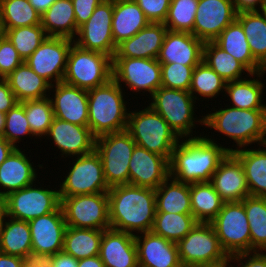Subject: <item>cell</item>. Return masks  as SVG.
Returning <instances> with one entry per match:
<instances>
[{"mask_svg":"<svg viewBox=\"0 0 266 267\" xmlns=\"http://www.w3.org/2000/svg\"><path fill=\"white\" fill-rule=\"evenodd\" d=\"M3 33H2V30H1V26H0V36L2 35Z\"/></svg>","mask_w":266,"mask_h":267,"instance_id":"obj_66","label":"cell"},{"mask_svg":"<svg viewBox=\"0 0 266 267\" xmlns=\"http://www.w3.org/2000/svg\"><path fill=\"white\" fill-rule=\"evenodd\" d=\"M126 130L137 146L164 156L169 162L180 141L168 123L148 105L142 110L129 111Z\"/></svg>","mask_w":266,"mask_h":267,"instance_id":"obj_5","label":"cell"},{"mask_svg":"<svg viewBox=\"0 0 266 267\" xmlns=\"http://www.w3.org/2000/svg\"><path fill=\"white\" fill-rule=\"evenodd\" d=\"M231 256H228L227 258L214 262V263H206V264H198L192 267H231ZM230 264V265H229Z\"/></svg>","mask_w":266,"mask_h":267,"instance_id":"obj_61","label":"cell"},{"mask_svg":"<svg viewBox=\"0 0 266 267\" xmlns=\"http://www.w3.org/2000/svg\"><path fill=\"white\" fill-rule=\"evenodd\" d=\"M231 262H237L236 267H266V252L254 251L232 255ZM231 267H234L233 264Z\"/></svg>","mask_w":266,"mask_h":267,"instance_id":"obj_52","label":"cell"},{"mask_svg":"<svg viewBox=\"0 0 266 267\" xmlns=\"http://www.w3.org/2000/svg\"><path fill=\"white\" fill-rule=\"evenodd\" d=\"M108 1L116 2V1H122V0H108Z\"/></svg>","mask_w":266,"mask_h":267,"instance_id":"obj_65","label":"cell"},{"mask_svg":"<svg viewBox=\"0 0 266 267\" xmlns=\"http://www.w3.org/2000/svg\"><path fill=\"white\" fill-rule=\"evenodd\" d=\"M123 89L112 78L88 90V127L96 138L127 129L129 109Z\"/></svg>","mask_w":266,"mask_h":267,"instance_id":"obj_4","label":"cell"},{"mask_svg":"<svg viewBox=\"0 0 266 267\" xmlns=\"http://www.w3.org/2000/svg\"><path fill=\"white\" fill-rule=\"evenodd\" d=\"M214 140L209 135L180 139L169 162L170 176L189 184L210 182L220 162L234 151Z\"/></svg>","mask_w":266,"mask_h":267,"instance_id":"obj_1","label":"cell"},{"mask_svg":"<svg viewBox=\"0 0 266 267\" xmlns=\"http://www.w3.org/2000/svg\"><path fill=\"white\" fill-rule=\"evenodd\" d=\"M8 218V219H6ZM0 226V252L24 257L32 250V238L28 221L6 216Z\"/></svg>","mask_w":266,"mask_h":267,"instance_id":"obj_35","label":"cell"},{"mask_svg":"<svg viewBox=\"0 0 266 267\" xmlns=\"http://www.w3.org/2000/svg\"><path fill=\"white\" fill-rule=\"evenodd\" d=\"M35 185L36 182L6 196L7 216L30 221L54 212L61 206L59 190Z\"/></svg>","mask_w":266,"mask_h":267,"instance_id":"obj_13","label":"cell"},{"mask_svg":"<svg viewBox=\"0 0 266 267\" xmlns=\"http://www.w3.org/2000/svg\"><path fill=\"white\" fill-rule=\"evenodd\" d=\"M112 78L134 92H149V97L161 87V64L157 59L113 58ZM145 92H144V91Z\"/></svg>","mask_w":266,"mask_h":267,"instance_id":"obj_14","label":"cell"},{"mask_svg":"<svg viewBox=\"0 0 266 267\" xmlns=\"http://www.w3.org/2000/svg\"><path fill=\"white\" fill-rule=\"evenodd\" d=\"M226 81L222 79L205 62L201 61L193 71L189 92L195 100L200 97L217 98L219 94L225 93ZM224 90V91H223ZM195 94V95H194ZM198 94V96H197Z\"/></svg>","mask_w":266,"mask_h":267,"instance_id":"obj_43","label":"cell"},{"mask_svg":"<svg viewBox=\"0 0 266 267\" xmlns=\"http://www.w3.org/2000/svg\"><path fill=\"white\" fill-rule=\"evenodd\" d=\"M73 43L70 38L47 36L24 62L51 85L63 82L68 53Z\"/></svg>","mask_w":266,"mask_h":267,"instance_id":"obj_16","label":"cell"},{"mask_svg":"<svg viewBox=\"0 0 266 267\" xmlns=\"http://www.w3.org/2000/svg\"><path fill=\"white\" fill-rule=\"evenodd\" d=\"M52 267H78V259L61 251L53 255Z\"/></svg>","mask_w":266,"mask_h":267,"instance_id":"obj_56","label":"cell"},{"mask_svg":"<svg viewBox=\"0 0 266 267\" xmlns=\"http://www.w3.org/2000/svg\"><path fill=\"white\" fill-rule=\"evenodd\" d=\"M7 216L6 196L0 193V226Z\"/></svg>","mask_w":266,"mask_h":267,"instance_id":"obj_62","label":"cell"},{"mask_svg":"<svg viewBox=\"0 0 266 267\" xmlns=\"http://www.w3.org/2000/svg\"><path fill=\"white\" fill-rule=\"evenodd\" d=\"M5 128V114L0 112V136H2Z\"/></svg>","mask_w":266,"mask_h":267,"instance_id":"obj_63","label":"cell"},{"mask_svg":"<svg viewBox=\"0 0 266 267\" xmlns=\"http://www.w3.org/2000/svg\"><path fill=\"white\" fill-rule=\"evenodd\" d=\"M0 267H22V259L19 256L0 252Z\"/></svg>","mask_w":266,"mask_h":267,"instance_id":"obj_57","label":"cell"},{"mask_svg":"<svg viewBox=\"0 0 266 267\" xmlns=\"http://www.w3.org/2000/svg\"><path fill=\"white\" fill-rule=\"evenodd\" d=\"M170 176L169 161L135 146L129 163V184L156 190Z\"/></svg>","mask_w":266,"mask_h":267,"instance_id":"obj_19","label":"cell"},{"mask_svg":"<svg viewBox=\"0 0 266 267\" xmlns=\"http://www.w3.org/2000/svg\"><path fill=\"white\" fill-rule=\"evenodd\" d=\"M203 62L213 69L226 82L243 79L250 71L231 54L224 51L214 41L204 42ZM243 73V74H242Z\"/></svg>","mask_w":266,"mask_h":267,"instance_id":"obj_39","label":"cell"},{"mask_svg":"<svg viewBox=\"0 0 266 267\" xmlns=\"http://www.w3.org/2000/svg\"><path fill=\"white\" fill-rule=\"evenodd\" d=\"M139 267H183L177 244L152 231L135 234Z\"/></svg>","mask_w":266,"mask_h":267,"instance_id":"obj_21","label":"cell"},{"mask_svg":"<svg viewBox=\"0 0 266 267\" xmlns=\"http://www.w3.org/2000/svg\"><path fill=\"white\" fill-rule=\"evenodd\" d=\"M22 103L33 136L37 139L45 137L54 119L50 96L42 99L25 100Z\"/></svg>","mask_w":266,"mask_h":267,"instance_id":"obj_44","label":"cell"},{"mask_svg":"<svg viewBox=\"0 0 266 267\" xmlns=\"http://www.w3.org/2000/svg\"><path fill=\"white\" fill-rule=\"evenodd\" d=\"M25 61L47 37L44 28L39 25L22 26L13 29L2 30Z\"/></svg>","mask_w":266,"mask_h":267,"instance_id":"obj_45","label":"cell"},{"mask_svg":"<svg viewBox=\"0 0 266 267\" xmlns=\"http://www.w3.org/2000/svg\"><path fill=\"white\" fill-rule=\"evenodd\" d=\"M34 137L27 121L24 104L18 102L5 114V128L2 136L16 148L22 137ZM20 140V141H19Z\"/></svg>","mask_w":266,"mask_h":267,"instance_id":"obj_47","label":"cell"},{"mask_svg":"<svg viewBox=\"0 0 266 267\" xmlns=\"http://www.w3.org/2000/svg\"><path fill=\"white\" fill-rule=\"evenodd\" d=\"M204 115V125L233 140L234 150L266 143V109H240L229 105Z\"/></svg>","mask_w":266,"mask_h":267,"instance_id":"obj_3","label":"cell"},{"mask_svg":"<svg viewBox=\"0 0 266 267\" xmlns=\"http://www.w3.org/2000/svg\"><path fill=\"white\" fill-rule=\"evenodd\" d=\"M112 79V58L104 53L85 50L75 43L68 53L63 82L90 90Z\"/></svg>","mask_w":266,"mask_h":267,"instance_id":"obj_7","label":"cell"},{"mask_svg":"<svg viewBox=\"0 0 266 267\" xmlns=\"http://www.w3.org/2000/svg\"><path fill=\"white\" fill-rule=\"evenodd\" d=\"M151 98L149 106L160 114L180 139L202 136V133L199 136L198 134L193 136L196 123L199 122L203 127L204 116L202 114L201 119L194 116L196 100L189 91L159 87Z\"/></svg>","mask_w":266,"mask_h":267,"instance_id":"obj_6","label":"cell"},{"mask_svg":"<svg viewBox=\"0 0 266 267\" xmlns=\"http://www.w3.org/2000/svg\"><path fill=\"white\" fill-rule=\"evenodd\" d=\"M136 145L127 130L96 138L95 150L101 158L109 188L129 184V163Z\"/></svg>","mask_w":266,"mask_h":267,"instance_id":"obj_8","label":"cell"},{"mask_svg":"<svg viewBox=\"0 0 266 267\" xmlns=\"http://www.w3.org/2000/svg\"><path fill=\"white\" fill-rule=\"evenodd\" d=\"M210 183L224 202L242 201L250 196L243 166L232 152L220 162Z\"/></svg>","mask_w":266,"mask_h":267,"instance_id":"obj_23","label":"cell"},{"mask_svg":"<svg viewBox=\"0 0 266 267\" xmlns=\"http://www.w3.org/2000/svg\"><path fill=\"white\" fill-rule=\"evenodd\" d=\"M199 0H171L164 25L169 31L193 34Z\"/></svg>","mask_w":266,"mask_h":267,"instance_id":"obj_46","label":"cell"},{"mask_svg":"<svg viewBox=\"0 0 266 267\" xmlns=\"http://www.w3.org/2000/svg\"><path fill=\"white\" fill-rule=\"evenodd\" d=\"M113 2L103 0L88 21L78 28L74 43L82 49L104 53L112 59L117 46L112 34Z\"/></svg>","mask_w":266,"mask_h":267,"instance_id":"obj_15","label":"cell"},{"mask_svg":"<svg viewBox=\"0 0 266 267\" xmlns=\"http://www.w3.org/2000/svg\"><path fill=\"white\" fill-rule=\"evenodd\" d=\"M242 203L249 223L251 252H266V197L247 196Z\"/></svg>","mask_w":266,"mask_h":267,"instance_id":"obj_41","label":"cell"},{"mask_svg":"<svg viewBox=\"0 0 266 267\" xmlns=\"http://www.w3.org/2000/svg\"><path fill=\"white\" fill-rule=\"evenodd\" d=\"M23 62L13 44L2 34L0 36V74L4 78L7 77Z\"/></svg>","mask_w":266,"mask_h":267,"instance_id":"obj_49","label":"cell"},{"mask_svg":"<svg viewBox=\"0 0 266 267\" xmlns=\"http://www.w3.org/2000/svg\"><path fill=\"white\" fill-rule=\"evenodd\" d=\"M150 22L164 23L171 0H134Z\"/></svg>","mask_w":266,"mask_h":267,"instance_id":"obj_50","label":"cell"},{"mask_svg":"<svg viewBox=\"0 0 266 267\" xmlns=\"http://www.w3.org/2000/svg\"><path fill=\"white\" fill-rule=\"evenodd\" d=\"M237 13L243 11H261L266 0H232Z\"/></svg>","mask_w":266,"mask_h":267,"instance_id":"obj_55","label":"cell"},{"mask_svg":"<svg viewBox=\"0 0 266 267\" xmlns=\"http://www.w3.org/2000/svg\"><path fill=\"white\" fill-rule=\"evenodd\" d=\"M99 256L105 267H139L135 237L127 232L104 230Z\"/></svg>","mask_w":266,"mask_h":267,"instance_id":"obj_25","label":"cell"},{"mask_svg":"<svg viewBox=\"0 0 266 267\" xmlns=\"http://www.w3.org/2000/svg\"><path fill=\"white\" fill-rule=\"evenodd\" d=\"M16 148L7 159L0 164V193H9L29 186L37 180V169L27 157L25 151ZM2 188L4 191H2Z\"/></svg>","mask_w":266,"mask_h":267,"instance_id":"obj_27","label":"cell"},{"mask_svg":"<svg viewBox=\"0 0 266 267\" xmlns=\"http://www.w3.org/2000/svg\"><path fill=\"white\" fill-rule=\"evenodd\" d=\"M190 202L192 215L203 223H210L225 203L210 182L190 183Z\"/></svg>","mask_w":266,"mask_h":267,"instance_id":"obj_38","label":"cell"},{"mask_svg":"<svg viewBox=\"0 0 266 267\" xmlns=\"http://www.w3.org/2000/svg\"><path fill=\"white\" fill-rule=\"evenodd\" d=\"M41 24V14L28 0H0L1 30Z\"/></svg>","mask_w":266,"mask_h":267,"instance_id":"obj_40","label":"cell"},{"mask_svg":"<svg viewBox=\"0 0 266 267\" xmlns=\"http://www.w3.org/2000/svg\"><path fill=\"white\" fill-rule=\"evenodd\" d=\"M236 16L232 0H199L193 35L203 42L214 41Z\"/></svg>","mask_w":266,"mask_h":267,"instance_id":"obj_17","label":"cell"},{"mask_svg":"<svg viewBox=\"0 0 266 267\" xmlns=\"http://www.w3.org/2000/svg\"><path fill=\"white\" fill-rule=\"evenodd\" d=\"M103 231L67 226L62 251L78 260L99 255Z\"/></svg>","mask_w":266,"mask_h":267,"instance_id":"obj_36","label":"cell"},{"mask_svg":"<svg viewBox=\"0 0 266 267\" xmlns=\"http://www.w3.org/2000/svg\"><path fill=\"white\" fill-rule=\"evenodd\" d=\"M156 212L192 214L190 184L169 176L155 190Z\"/></svg>","mask_w":266,"mask_h":267,"instance_id":"obj_34","label":"cell"},{"mask_svg":"<svg viewBox=\"0 0 266 267\" xmlns=\"http://www.w3.org/2000/svg\"><path fill=\"white\" fill-rule=\"evenodd\" d=\"M262 12H263V14L265 15V17H266V5L262 8V10H261Z\"/></svg>","mask_w":266,"mask_h":267,"instance_id":"obj_64","label":"cell"},{"mask_svg":"<svg viewBox=\"0 0 266 267\" xmlns=\"http://www.w3.org/2000/svg\"><path fill=\"white\" fill-rule=\"evenodd\" d=\"M72 159L75 162L60 182V188H57L60 197L108 192L110 188L105 181L102 161L96 150Z\"/></svg>","mask_w":266,"mask_h":267,"instance_id":"obj_11","label":"cell"},{"mask_svg":"<svg viewBox=\"0 0 266 267\" xmlns=\"http://www.w3.org/2000/svg\"><path fill=\"white\" fill-rule=\"evenodd\" d=\"M61 152V158L78 157L95 150L96 137L88 126H80L54 117L45 136ZM65 156V157H64Z\"/></svg>","mask_w":266,"mask_h":267,"instance_id":"obj_18","label":"cell"},{"mask_svg":"<svg viewBox=\"0 0 266 267\" xmlns=\"http://www.w3.org/2000/svg\"><path fill=\"white\" fill-rule=\"evenodd\" d=\"M16 147L0 136V164L9 157Z\"/></svg>","mask_w":266,"mask_h":267,"instance_id":"obj_58","label":"cell"},{"mask_svg":"<svg viewBox=\"0 0 266 267\" xmlns=\"http://www.w3.org/2000/svg\"><path fill=\"white\" fill-rule=\"evenodd\" d=\"M60 199L68 227L110 229L107 192L60 197Z\"/></svg>","mask_w":266,"mask_h":267,"instance_id":"obj_10","label":"cell"},{"mask_svg":"<svg viewBox=\"0 0 266 267\" xmlns=\"http://www.w3.org/2000/svg\"><path fill=\"white\" fill-rule=\"evenodd\" d=\"M228 256L251 252V237L242 201L225 202L210 222Z\"/></svg>","mask_w":266,"mask_h":267,"instance_id":"obj_9","label":"cell"},{"mask_svg":"<svg viewBox=\"0 0 266 267\" xmlns=\"http://www.w3.org/2000/svg\"><path fill=\"white\" fill-rule=\"evenodd\" d=\"M149 23L134 0L113 2L112 34L116 46L134 36Z\"/></svg>","mask_w":266,"mask_h":267,"instance_id":"obj_29","label":"cell"},{"mask_svg":"<svg viewBox=\"0 0 266 267\" xmlns=\"http://www.w3.org/2000/svg\"><path fill=\"white\" fill-rule=\"evenodd\" d=\"M102 1L103 0H72L77 28L88 21L95 8Z\"/></svg>","mask_w":266,"mask_h":267,"instance_id":"obj_51","label":"cell"},{"mask_svg":"<svg viewBox=\"0 0 266 267\" xmlns=\"http://www.w3.org/2000/svg\"><path fill=\"white\" fill-rule=\"evenodd\" d=\"M214 42L224 51L241 62L250 73L266 69L253 57L241 24L235 19L229 24Z\"/></svg>","mask_w":266,"mask_h":267,"instance_id":"obj_31","label":"cell"},{"mask_svg":"<svg viewBox=\"0 0 266 267\" xmlns=\"http://www.w3.org/2000/svg\"><path fill=\"white\" fill-rule=\"evenodd\" d=\"M5 79L18 102L42 99L51 95V84L35 73L25 62Z\"/></svg>","mask_w":266,"mask_h":267,"instance_id":"obj_30","label":"cell"},{"mask_svg":"<svg viewBox=\"0 0 266 267\" xmlns=\"http://www.w3.org/2000/svg\"><path fill=\"white\" fill-rule=\"evenodd\" d=\"M176 244L183 267L214 263L228 257L211 223L198 222Z\"/></svg>","mask_w":266,"mask_h":267,"instance_id":"obj_12","label":"cell"},{"mask_svg":"<svg viewBox=\"0 0 266 267\" xmlns=\"http://www.w3.org/2000/svg\"><path fill=\"white\" fill-rule=\"evenodd\" d=\"M232 153L243 166L250 196L266 197V143L258 149L243 147Z\"/></svg>","mask_w":266,"mask_h":267,"instance_id":"obj_32","label":"cell"},{"mask_svg":"<svg viewBox=\"0 0 266 267\" xmlns=\"http://www.w3.org/2000/svg\"><path fill=\"white\" fill-rule=\"evenodd\" d=\"M253 57L266 69V17L262 11L237 13Z\"/></svg>","mask_w":266,"mask_h":267,"instance_id":"obj_37","label":"cell"},{"mask_svg":"<svg viewBox=\"0 0 266 267\" xmlns=\"http://www.w3.org/2000/svg\"><path fill=\"white\" fill-rule=\"evenodd\" d=\"M204 42L188 32L167 31L161 46L160 64L197 66L203 59Z\"/></svg>","mask_w":266,"mask_h":267,"instance_id":"obj_24","label":"cell"},{"mask_svg":"<svg viewBox=\"0 0 266 267\" xmlns=\"http://www.w3.org/2000/svg\"><path fill=\"white\" fill-rule=\"evenodd\" d=\"M50 91L54 93L50 97L54 117L72 124L88 126L87 90L59 82L51 85Z\"/></svg>","mask_w":266,"mask_h":267,"instance_id":"obj_20","label":"cell"},{"mask_svg":"<svg viewBox=\"0 0 266 267\" xmlns=\"http://www.w3.org/2000/svg\"><path fill=\"white\" fill-rule=\"evenodd\" d=\"M167 31L164 23L150 22L134 36L118 44L113 58L157 59Z\"/></svg>","mask_w":266,"mask_h":267,"instance_id":"obj_26","label":"cell"},{"mask_svg":"<svg viewBox=\"0 0 266 267\" xmlns=\"http://www.w3.org/2000/svg\"><path fill=\"white\" fill-rule=\"evenodd\" d=\"M33 8L41 15L56 1V0H28Z\"/></svg>","mask_w":266,"mask_h":267,"instance_id":"obj_60","label":"cell"},{"mask_svg":"<svg viewBox=\"0 0 266 267\" xmlns=\"http://www.w3.org/2000/svg\"><path fill=\"white\" fill-rule=\"evenodd\" d=\"M22 259V267H52L53 255L50 253L28 252Z\"/></svg>","mask_w":266,"mask_h":267,"instance_id":"obj_53","label":"cell"},{"mask_svg":"<svg viewBox=\"0 0 266 267\" xmlns=\"http://www.w3.org/2000/svg\"><path fill=\"white\" fill-rule=\"evenodd\" d=\"M198 223L192 214L156 212L152 232L177 243Z\"/></svg>","mask_w":266,"mask_h":267,"instance_id":"obj_42","label":"cell"},{"mask_svg":"<svg viewBox=\"0 0 266 267\" xmlns=\"http://www.w3.org/2000/svg\"><path fill=\"white\" fill-rule=\"evenodd\" d=\"M78 267H105L99 255L78 260Z\"/></svg>","mask_w":266,"mask_h":267,"instance_id":"obj_59","label":"cell"},{"mask_svg":"<svg viewBox=\"0 0 266 267\" xmlns=\"http://www.w3.org/2000/svg\"><path fill=\"white\" fill-rule=\"evenodd\" d=\"M265 73L266 70L250 73L248 76L245 75L243 79L226 82L225 94H227V97L229 96L227 99L230 101L229 106L248 110L266 109V104L262 100L263 94H265L263 91L266 87L263 84L264 82L260 80Z\"/></svg>","mask_w":266,"mask_h":267,"instance_id":"obj_28","label":"cell"},{"mask_svg":"<svg viewBox=\"0 0 266 267\" xmlns=\"http://www.w3.org/2000/svg\"><path fill=\"white\" fill-rule=\"evenodd\" d=\"M18 103L5 78L0 79V112L6 114Z\"/></svg>","mask_w":266,"mask_h":267,"instance_id":"obj_54","label":"cell"},{"mask_svg":"<svg viewBox=\"0 0 266 267\" xmlns=\"http://www.w3.org/2000/svg\"><path fill=\"white\" fill-rule=\"evenodd\" d=\"M107 193L111 229L133 235L152 230L156 215L154 189L125 184L111 187Z\"/></svg>","mask_w":266,"mask_h":267,"instance_id":"obj_2","label":"cell"},{"mask_svg":"<svg viewBox=\"0 0 266 267\" xmlns=\"http://www.w3.org/2000/svg\"><path fill=\"white\" fill-rule=\"evenodd\" d=\"M41 26L47 36L74 39L78 28L72 0H56L41 15Z\"/></svg>","mask_w":266,"mask_h":267,"instance_id":"obj_33","label":"cell"},{"mask_svg":"<svg viewBox=\"0 0 266 267\" xmlns=\"http://www.w3.org/2000/svg\"><path fill=\"white\" fill-rule=\"evenodd\" d=\"M195 67L179 63L161 64V87L189 91Z\"/></svg>","mask_w":266,"mask_h":267,"instance_id":"obj_48","label":"cell"},{"mask_svg":"<svg viewBox=\"0 0 266 267\" xmlns=\"http://www.w3.org/2000/svg\"><path fill=\"white\" fill-rule=\"evenodd\" d=\"M32 238V251L55 255L63 250L67 228L61 206L54 212L28 221Z\"/></svg>","mask_w":266,"mask_h":267,"instance_id":"obj_22","label":"cell"}]
</instances>
